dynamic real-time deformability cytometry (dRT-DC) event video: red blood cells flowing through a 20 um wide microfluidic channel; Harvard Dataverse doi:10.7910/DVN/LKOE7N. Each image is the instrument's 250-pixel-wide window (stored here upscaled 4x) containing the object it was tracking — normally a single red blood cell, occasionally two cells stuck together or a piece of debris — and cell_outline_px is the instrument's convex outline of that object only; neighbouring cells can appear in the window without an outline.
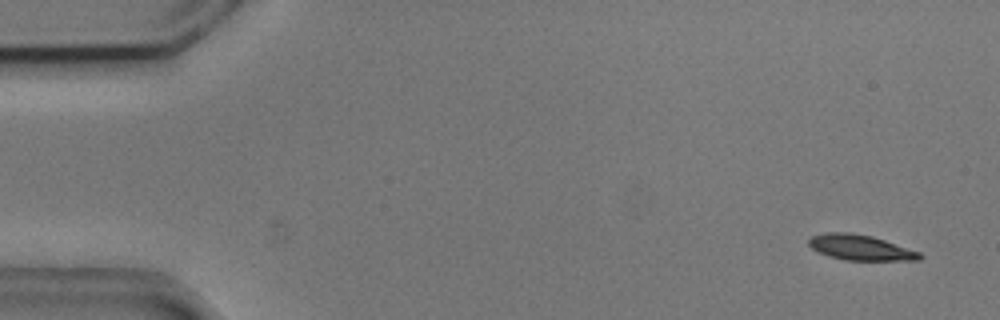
{"species": "common noctule bat (a hibernating species)", "species_latin": "Nyctalus noctula", "temperature_condition": "cold", "stored_images_in_passage": 54, "camera_frame_rate_fps": 3000, "um_per_image_px": 0.085, "animal": {"sex": "male", "body_mass_g": 20.5, "forearm_length_mm": 52.5}, "frame": {"image": 1, "passage_image": 3, "time_ms": 0.667, "image_size_px": [1000, 320], "cell_outline_px": [[924, 256], [920, 260], [844, 260], [828, 256], [812, 248], [808, 244], [808, 240], [812, 236], [828, 232], [852, 232], [872, 236], [920, 252]], "centroid_in_image_um": [73.14, 21.04], "position_along_channel_um": 11.9, "area_um2": 16.36}}
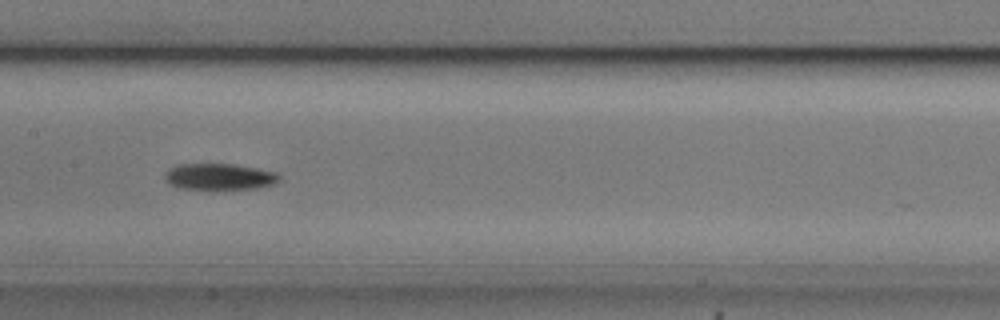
{"frame": {"image": 2, "passage_image": 27, "time_ms": 8.667, "image_size_px": [1000, 320], "cell_outline_px": [[280, 180], [276, 184], [256, 188], [216, 192], [208, 192], [180, 188], [168, 184], [164, 180], [164, 172], [176, 164], [236, 164], [276, 172], [280, 176]], "centroid_in_image_um": [18.61, 15.07], "position_along_channel_um": 188.8, "area_um2": 18.73}}
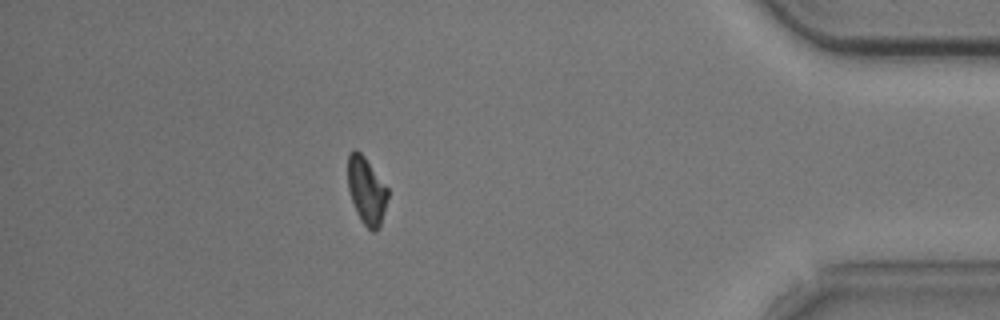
{"frame": {"image": 3, "passage_image": 48, "time_ms": 15.667, "image_size_px": [1000, 320], "cell_outline_px": [[388, 196], [380, 224], [372, 232], [364, 224], [356, 212], [348, 188], [348, 152], [356, 148], [364, 156], [388, 188]], "centroid_in_image_um": [31.13, 16.15], "position_along_channel_um": 404.1, "area_um2": 15.37}, "authors_computed_cell_mechanics": {"area_um2": 16.9354, "velocity_mm_per_s": 3.7127, "shape_relaxation_time_tau1_ms": 2.2261, "shape_relaxation_time_tau2_ms": null, "deformation_change_tau1": 0.0947, "deformation_change_tau2": null}}